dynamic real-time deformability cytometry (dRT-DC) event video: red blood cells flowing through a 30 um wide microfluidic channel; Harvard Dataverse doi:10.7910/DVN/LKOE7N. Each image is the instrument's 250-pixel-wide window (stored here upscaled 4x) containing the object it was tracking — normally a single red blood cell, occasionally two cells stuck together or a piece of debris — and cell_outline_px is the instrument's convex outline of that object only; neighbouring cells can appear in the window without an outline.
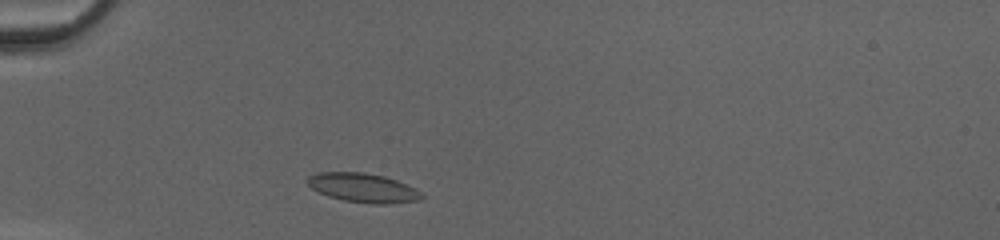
{"species": "common noctule bat (a hibernating species)", "species_latin": "Nyctalus noctula", "temperature_condition": "cold", "stored_images_in_passage": 32, "camera_frame_rate_fps": 3000, "um_per_image_px": 0.085, "animal": {"sex": "female", "body_mass_g": 20.0, "forearm_length_mm": 54.0}, "frame": {"image": 1, "passage_image": 3, "time_ms": 0.667, "image_size_px": [1000, 240], "cell_outline_px": [[424, 196], [420, 200], [388, 204], [372, 204], [344, 200], [328, 196], [312, 188], [308, 184], [308, 176], [320, 172], [364, 172], [384, 176], [396, 180], [416, 188]], "centroid_in_image_um": [30.89, 15.96], "position_along_channel_um": 54.1, "area_um2": 19.31}}
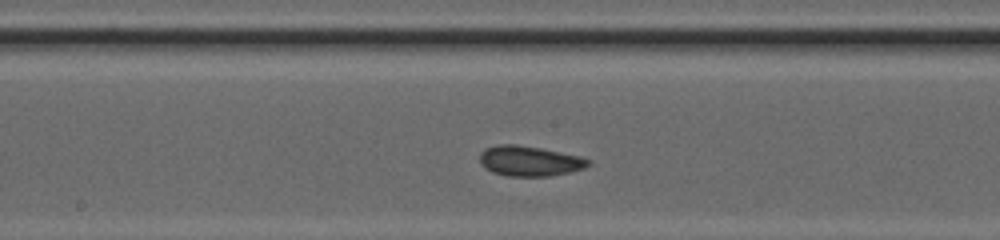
{"frame": {"image": 2, "passage_image": 15, "time_ms": 4.667, "image_size_px": [1000, 240], "cell_outline_px": [[592, 164], [584, 168], [568, 172], [548, 176], [508, 176], [492, 172], [484, 168], [480, 160], [480, 152], [484, 148], [496, 144], [516, 144], [540, 148], [580, 156], [592, 160]], "centroid_in_image_um": [45.0, 13.68], "position_along_channel_um": 203.2, "area_um2": 19.19}}
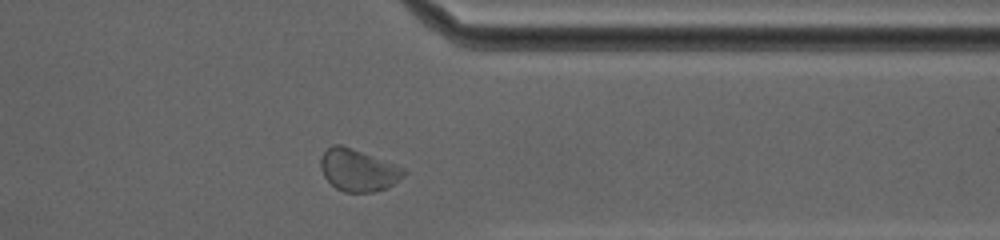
{"frame": {"image": 3, "passage_image": 28, "time_ms": 9.0, "image_size_px": [1000, 240], "cell_outline_px": [[408, 172], [404, 176], [388, 188], [376, 192], [344, 192], [336, 188], [324, 176], [320, 168], [320, 156], [332, 144], [340, 144], [352, 148], [404, 168]], "centroid_in_image_um": [30.44, 14.47], "position_along_channel_um": 381.0, "area_um2": 20.4}, "authors_computed_cell_mechanics": {"area_um2": 18.496, "velocity_mm_per_s": 4.1737, "shape_relaxation_time_tau1_ms": 3.8695, "shape_relaxation_time_tau2_ms": 2.0617, "deformation_change_tau1": 0.0541, "deformation_change_tau2": 0.0541}}